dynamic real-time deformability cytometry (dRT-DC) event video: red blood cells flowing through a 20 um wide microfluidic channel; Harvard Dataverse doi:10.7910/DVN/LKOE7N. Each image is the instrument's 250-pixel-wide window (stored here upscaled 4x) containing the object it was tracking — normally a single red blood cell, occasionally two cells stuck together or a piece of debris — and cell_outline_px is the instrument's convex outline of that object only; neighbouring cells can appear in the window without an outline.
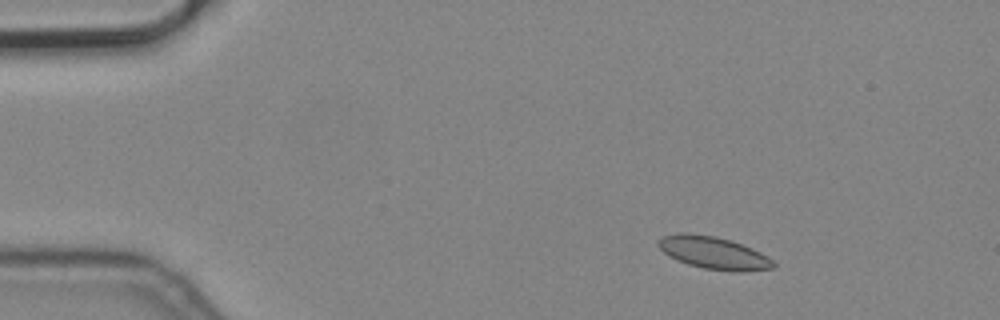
{"species": "common noctule bat (a hibernating species)", "species_latin": "Nyctalus noctula", "temperature_condition": "cold", "stored_images_in_passage": 9, "camera_frame_rate_fps": 3000, "um_per_image_px": 0.085, "animal": {"sex": "male", "body_mass_g": 19.2, "forearm_length_mm": 51.8}, "frame": {"image": 1, "passage_image": 2, "time_ms": 0.333, "image_size_px": [1000, 320], "cell_outline_px": [[776, 268], [740, 272], [704, 268], [688, 264], [676, 260], [664, 252], [656, 244], [664, 236], [680, 232], [688, 232], [716, 236], [732, 240], [752, 248], [768, 256], [776, 264]], "centroid_in_image_um": [60.69, 21.48], "position_along_channel_um": 24.3, "area_um2": 21.85}}
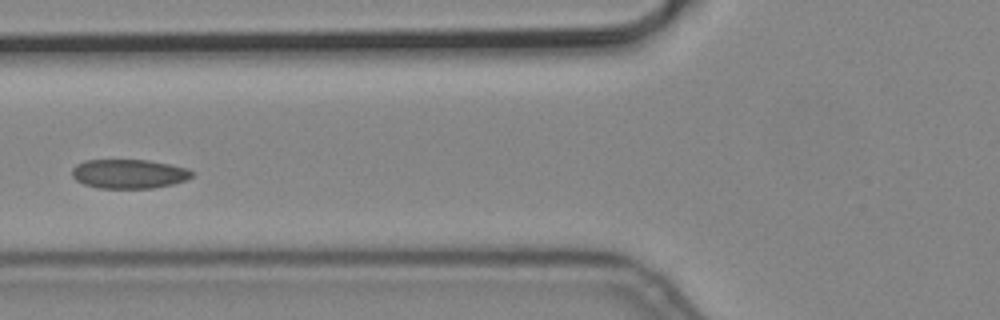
{"frame": {"image": 2, "passage_image": 6, "time_ms": 1.667, "image_size_px": [1000, 320], "cell_outline_px": [[192, 176], [184, 180], [172, 184], [152, 188], [100, 188], [84, 184], [76, 180], [72, 176], [72, 168], [76, 164], [84, 160], [148, 160], [188, 168], [192, 172]], "centroid_in_image_um": [10.92, 14.77], "position_along_channel_um": 114.9, "area_um2": 20.29}}
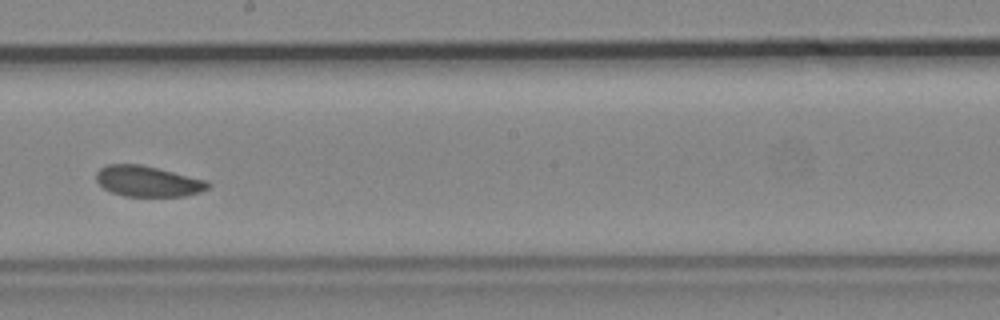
{"frame": {"image": 3, "passage_image": 9, "time_ms": 2.667, "image_size_px": [1000, 320], "cell_outline_px": [[212, 184], [208, 188], [200, 192], [184, 196], [124, 196], [112, 192], [104, 188], [96, 180], [96, 172], [100, 168], [108, 164], [140, 164], [208, 180]], "centroid_in_image_um": [12.58, 15.4], "position_along_channel_um": 235.6, "area_um2": 20.0}}